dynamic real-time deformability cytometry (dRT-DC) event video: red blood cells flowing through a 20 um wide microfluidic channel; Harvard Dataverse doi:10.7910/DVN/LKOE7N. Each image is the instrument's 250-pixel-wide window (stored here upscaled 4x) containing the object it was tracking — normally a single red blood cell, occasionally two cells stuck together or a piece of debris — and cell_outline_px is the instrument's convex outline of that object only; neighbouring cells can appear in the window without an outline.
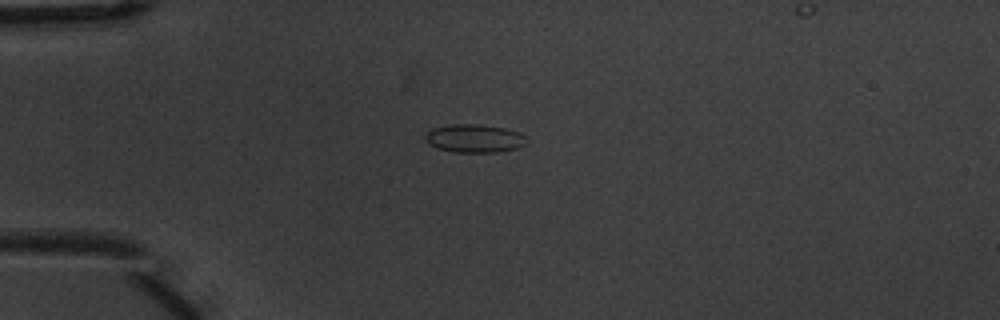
{"species": "common noctule bat (a hibernating species)", "species_latin": "Nyctalus noctula", "temperature_condition": "warm", "stored_images_in_passage": 6, "camera_frame_rate_fps": 3000, "um_per_image_px": 0.085, "animal": {"sex": "male", "body_mass_g": 20.1, "forearm_length_mm": 53.5}, "frame": {"image": 1, "passage_image": 3, "time_ms": 0.667, "image_size_px": [1000, 320], "cell_outline_px": [[528, 144], [520, 148], [496, 152], [452, 152], [436, 148], [428, 144], [424, 136], [432, 128], [448, 124], [476, 124], [504, 128], [520, 132], [528, 136]], "centroid_in_image_um": [40.37, 11.77], "position_along_channel_um": 44.6, "area_um2": 17.05}}
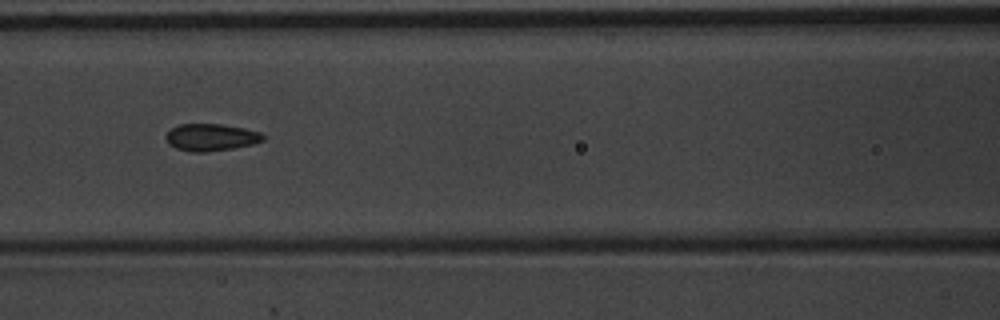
{"frame": {"image": 2, "passage_image": 6, "time_ms": 1.667, "image_size_px": [1000, 320], "cell_outline_px": [[264, 140], [252, 144], [232, 148], [204, 152], [188, 152], [176, 148], [168, 144], [164, 136], [172, 128], [180, 124], [220, 124], [244, 128], [260, 132], [264, 136]], "centroid_in_image_um": [17.9, 11.67], "position_along_channel_um": 148.7, "area_um2": 15.32}}